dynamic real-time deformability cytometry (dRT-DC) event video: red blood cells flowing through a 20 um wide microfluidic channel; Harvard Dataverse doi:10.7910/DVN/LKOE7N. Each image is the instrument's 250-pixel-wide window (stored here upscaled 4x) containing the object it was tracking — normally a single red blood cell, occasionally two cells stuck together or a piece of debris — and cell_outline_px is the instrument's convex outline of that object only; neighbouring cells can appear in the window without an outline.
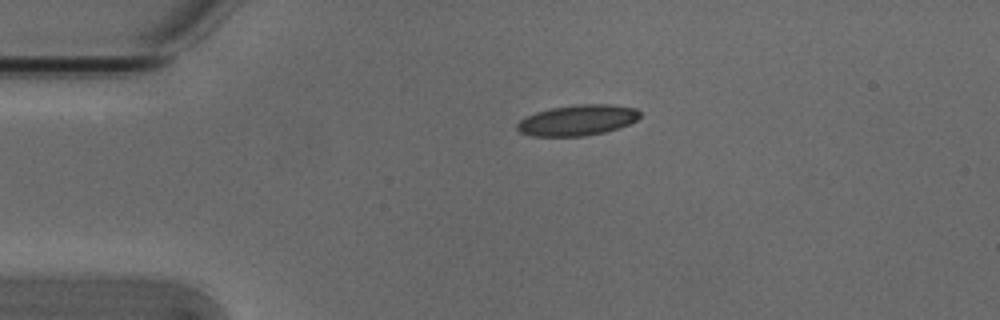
{"species": "Egyptian fruit bat (a non-hibernating species)", "species_latin": "Rousettus aegyptiacus", "temperature_condition": "cold", "stored_images_in_passage": 3, "camera_frame_rate_fps": 3000, "um_per_image_px": 0.085, "animal": {"sex": "male"}, "frame": {"image": 1, "passage_image": 1, "time_ms": 0.0, "image_size_px": [1000, 320], "cell_outline_px": [[640, 116], [636, 120], [628, 124], [604, 132], [584, 136], [532, 136], [520, 132], [516, 128], [516, 124], [524, 116], [536, 112], [552, 108], [576, 104], [608, 104], [636, 108], [640, 112]], "centroid_in_image_um": [49.05, 10.21], "position_along_channel_um": 35.9, "area_um2": 21.91}}
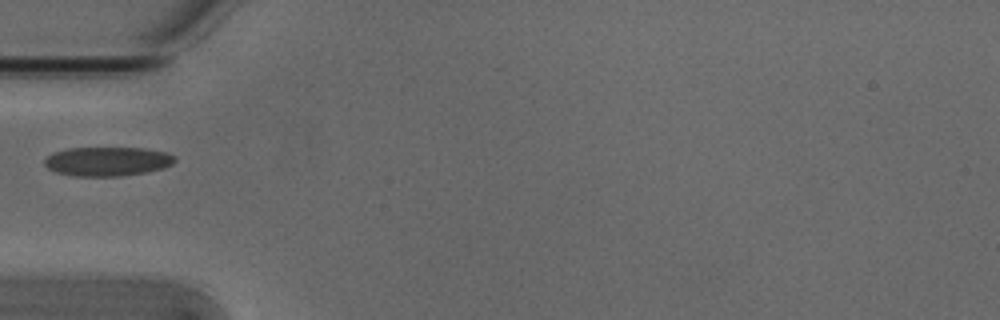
{"frame": {"image": 2, "passage_image": 3, "time_ms": 0.667, "image_size_px": [1000, 320], "cell_outline_px": [[176, 160], [172, 164], [164, 168], [148, 172], [120, 176], [72, 176], [56, 172], [48, 168], [44, 164], [44, 160], [52, 152], [68, 148], [144, 148], [168, 152], [176, 156]], "centroid_in_image_um": [9.15, 13.72], "position_along_channel_um": 75.8, "area_um2": 22.37}}